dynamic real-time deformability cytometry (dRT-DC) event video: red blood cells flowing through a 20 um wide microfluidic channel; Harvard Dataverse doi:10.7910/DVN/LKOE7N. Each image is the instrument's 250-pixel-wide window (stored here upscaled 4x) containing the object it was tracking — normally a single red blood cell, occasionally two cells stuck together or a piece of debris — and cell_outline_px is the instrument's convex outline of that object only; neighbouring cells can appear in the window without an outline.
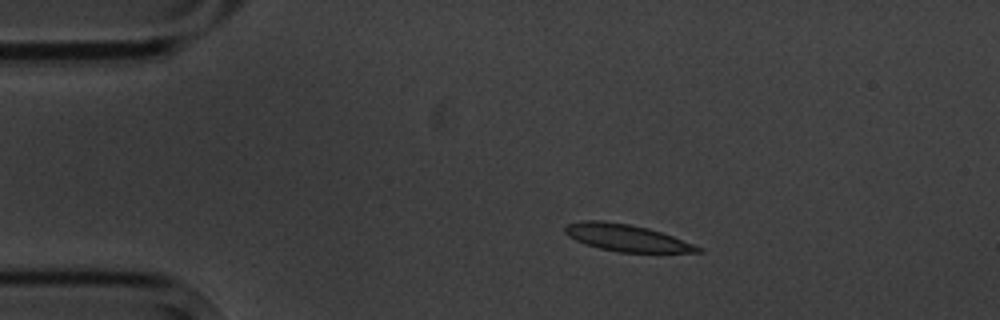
{"species": "common noctule bat (a hibernating species)", "species_latin": "Nyctalus noctula", "temperature_condition": "cold", "stored_images_in_passage": 13, "camera_frame_rate_fps": 3000, "um_per_image_px": 0.085, "animal": {"sex": "male", "body_mass_g": 20.1, "forearm_length_mm": 53.5}, "frame": {"image": 1, "passage_image": 1, "time_ms": 0.0, "image_size_px": [1000, 320], "cell_outline_px": [[704, 252], [620, 252], [600, 248], [576, 240], [568, 236], [564, 232], [564, 228], [568, 224], [580, 220], [600, 220], [628, 224], [648, 228], [672, 236], [704, 248]], "centroid_in_image_um": [53.25, 20.2], "position_along_channel_um": 31.7, "area_um2": 20.58}}
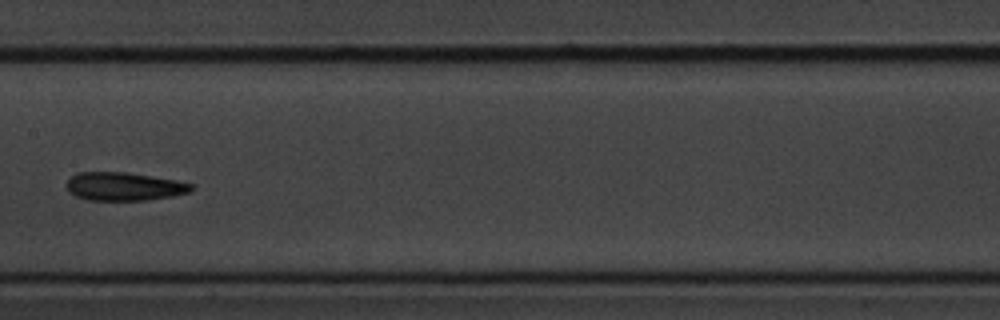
{"frame": {"image": 2, "passage_image": 6, "time_ms": 6.0, "image_size_px": [1000, 320], "cell_outline_px": [[192, 192], [172, 196], [144, 200], [88, 200], [76, 196], [68, 192], [64, 184], [76, 172], [124, 172], [152, 176], [176, 180], [192, 184]], "centroid_in_image_um": [10.5, 15.85], "position_along_channel_um": 196.9, "area_um2": 20.63}}
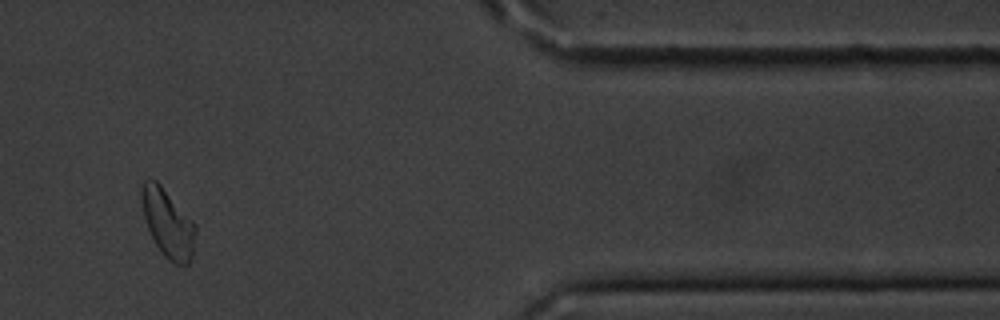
{"frame": {"image": 3, "passage_image": 11, "time_ms": 12.667, "image_size_px": [1000, 320], "cell_outline_px": [[196, 232], [192, 252], [188, 264], [176, 264], [168, 260], [164, 256], [156, 244], [148, 228], [144, 216], [140, 196], [140, 192], [144, 180], [156, 180], [160, 184], [196, 224]], "centroid_in_image_um": [14.26, 18.96], "position_along_channel_um": 397.1, "area_um2": 21.1}, "authors_computed_cell_mechanics": {"area_um2": 21.097, "velocity_mm_per_s": 3.5053, "shape_relaxation_time_tau1_ms": 3.3479, "shape_relaxation_time_tau2_ms": 4.7792, "deformation_change_tau1": 0.0751, "deformation_change_tau2": 0.0912}}